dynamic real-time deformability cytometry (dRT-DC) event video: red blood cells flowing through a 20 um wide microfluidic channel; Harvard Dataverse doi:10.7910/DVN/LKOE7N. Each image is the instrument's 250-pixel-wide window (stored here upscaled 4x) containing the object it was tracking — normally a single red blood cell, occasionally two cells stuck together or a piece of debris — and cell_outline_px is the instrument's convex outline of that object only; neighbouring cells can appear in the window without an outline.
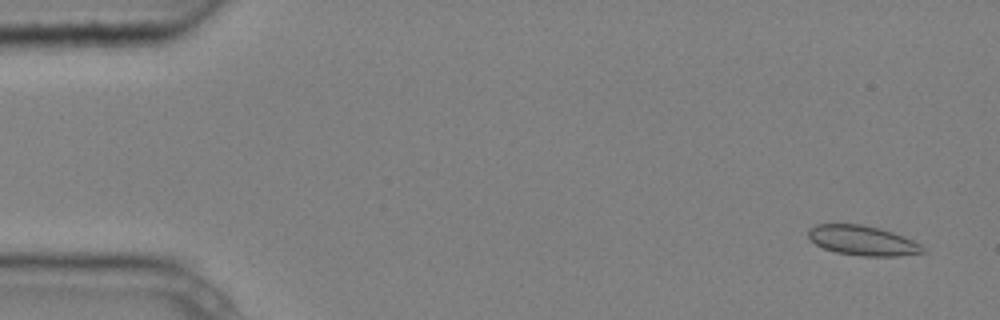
{"species": "common noctule bat (a hibernating species)", "species_latin": "Nyctalus noctula", "temperature_condition": "cold", "stored_images_in_passage": 9, "camera_frame_rate_fps": 3000, "um_per_image_px": 0.085, "animal": {"sex": "male", "body_mass_g": 20.4}, "frame": {"image": 1, "passage_image": 1, "time_ms": 0.0, "image_size_px": [1000, 320], "cell_outline_px": [[928, 252], [896, 256], [864, 256], [836, 252], [824, 248], [816, 244], [808, 236], [808, 228], [816, 224], [860, 224], [880, 228], [904, 236], [920, 244]], "centroid_in_image_um": [73.33, 20.44], "position_along_channel_um": 11.7, "area_um2": 19.83}}
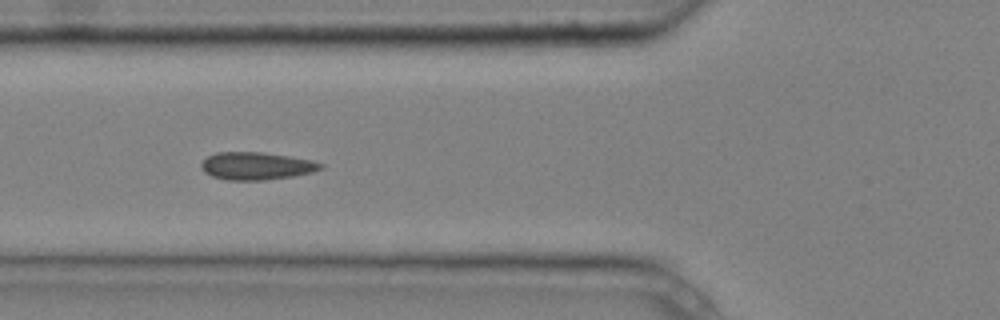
{"frame": {"image": 2, "passage_image": 6, "time_ms": 1.667, "image_size_px": [1000, 320], "cell_outline_px": [[324, 168], [312, 172], [292, 176], [264, 180], [228, 180], [212, 176], [204, 172], [200, 168], [200, 164], [208, 156], [216, 152], [260, 152], [288, 156], [312, 160], [324, 164]], "centroid_in_image_um": [21.78, 14.1], "position_along_channel_um": 104.0, "area_um2": 19.19}}
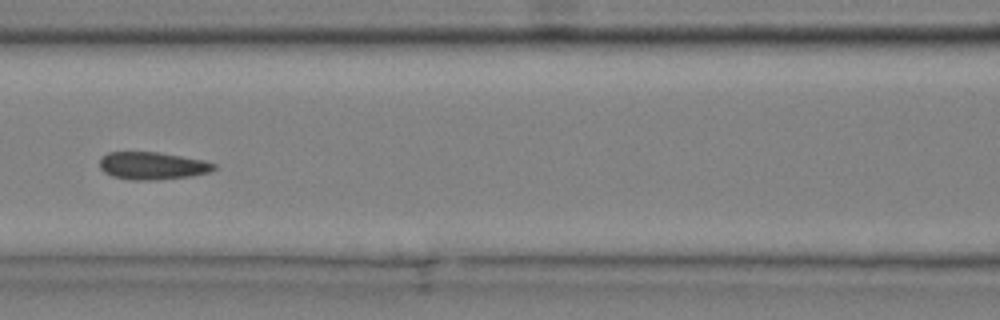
{"frame": {"image": 3, "passage_image": 7, "time_ms": 2.0, "image_size_px": [1000, 320], "cell_outline_px": [[216, 168], [212, 172], [192, 176], [156, 180], [132, 180], [112, 176], [104, 172], [100, 168], [100, 156], [108, 152], [160, 152], [204, 160], [216, 164]], "centroid_in_image_um": [12.97, 14.09], "position_along_channel_um": 153.6, "area_um2": 18.61}}